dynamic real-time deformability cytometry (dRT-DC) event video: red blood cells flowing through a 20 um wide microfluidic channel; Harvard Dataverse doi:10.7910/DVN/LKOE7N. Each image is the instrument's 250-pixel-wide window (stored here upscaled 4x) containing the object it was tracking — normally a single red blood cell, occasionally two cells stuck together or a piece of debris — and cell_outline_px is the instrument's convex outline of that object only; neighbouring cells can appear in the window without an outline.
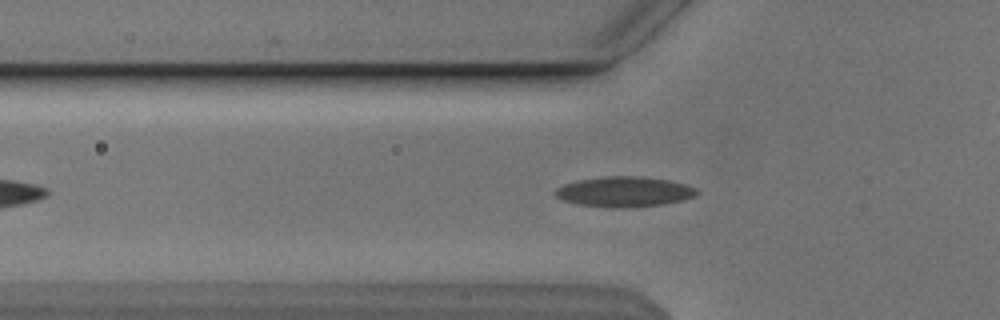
{"species": "Egyptian fruit bat (a non-hibernating species)", "species_latin": "Rousettus aegyptiacus", "temperature_condition": "cold", "stored_images_in_passage": 42, "camera_frame_rate_fps": 3000, "um_per_image_px": 0.085, "animal": {"sex": "male"}, "frame": {"image": 1, "passage_image": 10, "time_ms": 3.0, "image_size_px": [1000, 320], "cell_outline_px": [[700, 192], [696, 196], [684, 200], [664, 204], [632, 208], [612, 208], [576, 204], [564, 200], [556, 196], [552, 192], [556, 188], [564, 184], [580, 180], [600, 176], [640, 176], [668, 180], [684, 184], [696, 188]], "centroid_in_image_um": [53.08, 16.31], "position_along_channel_um": 72.7, "area_um2": 25.26}}
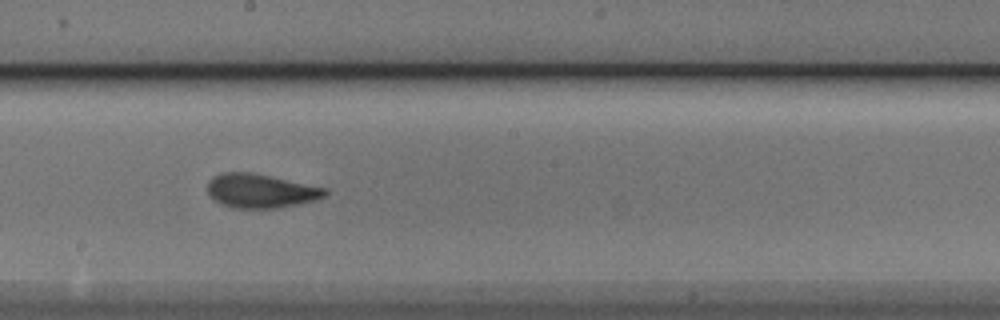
{"frame": {"image": 2, "passage_image": 22, "time_ms": 7.0, "image_size_px": [1000, 320], "cell_outline_px": [[328, 192], [324, 196], [316, 200], [300, 204], [280, 208], [232, 208], [220, 204], [208, 196], [208, 180], [212, 176], [224, 172], [252, 172], [328, 188]], "centroid_in_image_um": [22.14, 16.23], "position_along_channel_um": 226.1, "area_um2": 23.64}}
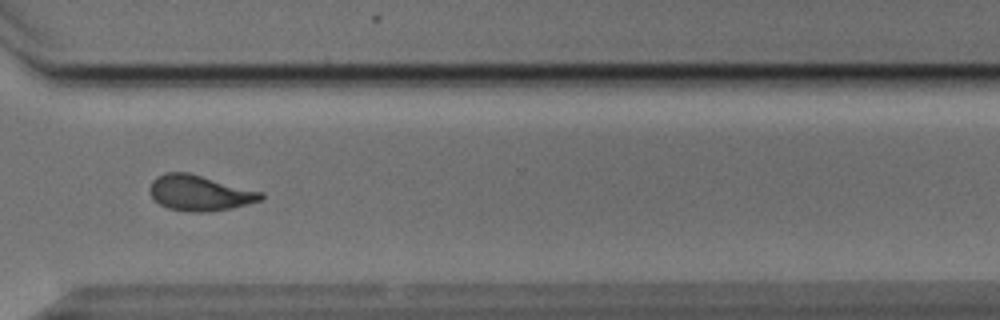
{"frame": {"image": 3, "passage_image": 32, "time_ms": 10.333, "image_size_px": [1000, 320], "cell_outline_px": [[264, 196], [260, 200], [232, 208], [208, 212], [188, 212], [168, 208], [160, 204], [152, 196], [148, 188], [152, 180], [156, 176], [164, 172], [188, 172], [264, 192]], "centroid_in_image_um": [16.95, 16.39], "position_along_channel_um": 353.6, "area_um2": 23.12}, "authors_computed_cell_mechanics": {"area_um2": 23.0622, "velocity_mm_per_s": 3.8298, "shape_relaxation_time_tau1_ms": 4.8653, "shape_relaxation_time_tau2_ms": 1.3212, "deformation_change_tau1": 0.1342, "deformation_change_tau2": 0.0681}}